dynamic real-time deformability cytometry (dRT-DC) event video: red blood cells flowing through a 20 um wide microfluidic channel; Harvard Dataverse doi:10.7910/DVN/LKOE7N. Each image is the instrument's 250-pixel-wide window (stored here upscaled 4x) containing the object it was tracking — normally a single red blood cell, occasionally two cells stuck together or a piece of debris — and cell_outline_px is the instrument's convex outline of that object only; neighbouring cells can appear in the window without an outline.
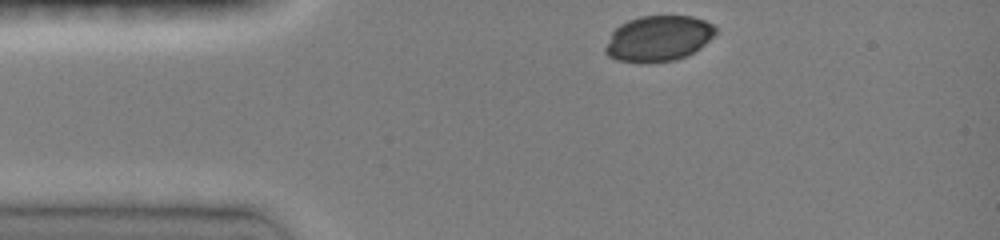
{"species": "common noctule bat (a hibernating species)", "species_latin": "Nyctalus noctula", "temperature_condition": "room temperature", "stored_images_in_passage": 33, "camera_frame_rate_fps": 3000, "um_per_image_px": 0.085, "animal": {"sex": "female", "body_mass_g": 19.0, "forearm_length_mm": 51.5}, "frame": {"image": 1, "passage_image": 1, "time_ms": 0.0, "image_size_px": [1000, 240], "cell_outline_px": [[716, 32], [700, 48], [676, 60], [616, 60], [608, 56], [604, 52], [604, 48], [612, 32], [620, 24], [628, 20], [640, 16], [692, 16], [704, 20], [712, 24], [716, 28]], "centroid_in_image_um": [55.95, 3.23], "position_along_channel_um": 29.0, "area_um2": 28.55}}
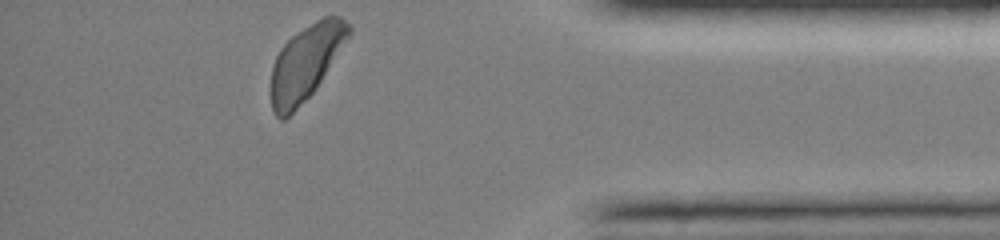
{"frame": {"image": 2, "passage_image": 33, "time_ms": 11.0, "image_size_px": [1000, 240], "cell_outline_px": [[352, 32], [316, 88], [284, 120], [280, 120], [276, 116], [272, 108], [272, 68], [276, 56], [280, 48], [292, 36], [316, 20], [324, 16], [340, 16], [352, 28]], "centroid_in_image_um": [26.0, 5.29], "position_along_channel_um": 409.2, "area_um2": 33.18}}